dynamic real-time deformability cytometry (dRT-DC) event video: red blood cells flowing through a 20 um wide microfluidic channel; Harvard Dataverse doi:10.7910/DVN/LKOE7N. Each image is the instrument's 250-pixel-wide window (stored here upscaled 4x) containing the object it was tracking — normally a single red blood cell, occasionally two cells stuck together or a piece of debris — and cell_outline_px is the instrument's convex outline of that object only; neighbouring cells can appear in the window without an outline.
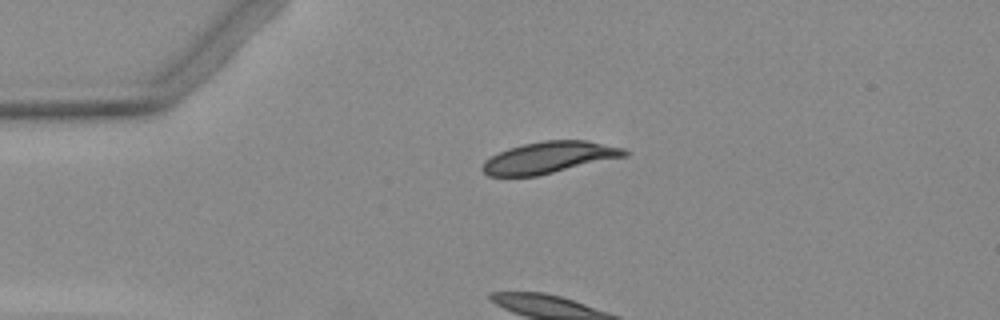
{"species": "Egyptian fruit bat (a non-hibernating species)", "species_latin": "Rousettus aegyptiacus", "temperature_condition": "warm", "stored_images_in_passage": 2, "camera_frame_rate_fps": 3000, "um_per_image_px": 0.085, "animal": {"sex": "female"}, "frame": {"image": 1, "passage_image": 1, "time_ms": 0.0, "image_size_px": [1000, 320], "cell_outline_px": [[628, 156], [536, 176], [488, 176], [480, 168], [484, 160], [508, 148], [524, 144], [544, 140], [588, 140], [624, 148], [628, 152]], "centroid_in_image_um": [46.69, 13.38], "position_along_channel_um": 38.3, "area_um2": 26.18}}